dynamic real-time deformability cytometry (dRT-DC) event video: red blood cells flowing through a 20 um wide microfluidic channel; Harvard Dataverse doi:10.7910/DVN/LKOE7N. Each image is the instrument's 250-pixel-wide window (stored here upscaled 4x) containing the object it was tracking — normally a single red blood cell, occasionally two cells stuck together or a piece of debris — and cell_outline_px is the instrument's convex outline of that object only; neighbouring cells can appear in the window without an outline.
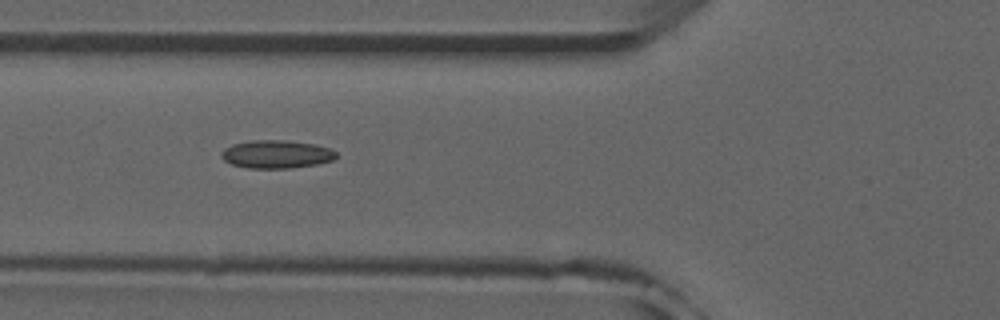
{"species": "common noctule bat (a hibernating species)", "species_latin": "Nyctalus noctula", "temperature_condition": "room temperature", "stored_images_in_passage": 22, "camera_frame_rate_fps": 3000, "um_per_image_px": 0.085, "animal": {"sex": "male", "forearm_length_mm": 52.5}, "frame": {"image": 1, "passage_image": 7, "time_ms": 2.0, "image_size_px": [1000, 320], "cell_outline_px": [[336, 156], [332, 160], [316, 164], [292, 168], [248, 168], [232, 164], [224, 160], [220, 156], [220, 152], [224, 148], [232, 144], [248, 140], [284, 140], [316, 144], [328, 148], [336, 152]], "centroid_in_image_um": [23.45, 13.1], "position_along_channel_um": 102.4, "area_um2": 18.84}}
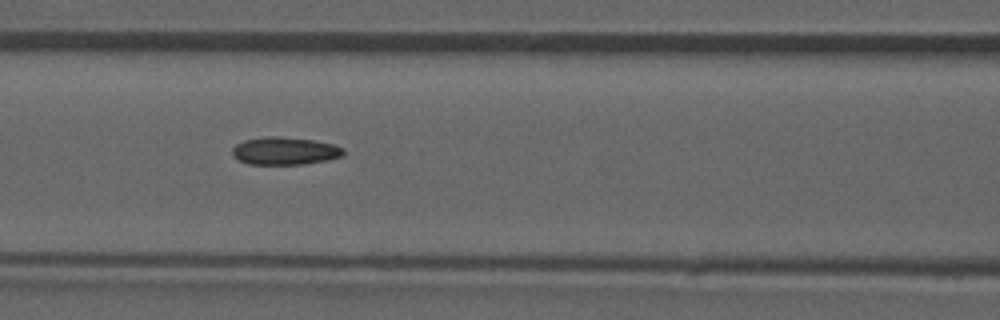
{"frame": {"image": 2, "passage_image": 10, "time_ms": 3.0, "image_size_px": [1000, 320], "cell_outline_px": [[344, 156], [328, 160], [304, 164], [248, 164], [232, 156], [232, 148], [236, 144], [244, 140], [264, 136], [276, 136], [312, 140], [332, 144], [344, 148]], "centroid_in_image_um": [24.2, 12.83], "position_along_channel_um": 142.4, "area_um2": 17.98}}